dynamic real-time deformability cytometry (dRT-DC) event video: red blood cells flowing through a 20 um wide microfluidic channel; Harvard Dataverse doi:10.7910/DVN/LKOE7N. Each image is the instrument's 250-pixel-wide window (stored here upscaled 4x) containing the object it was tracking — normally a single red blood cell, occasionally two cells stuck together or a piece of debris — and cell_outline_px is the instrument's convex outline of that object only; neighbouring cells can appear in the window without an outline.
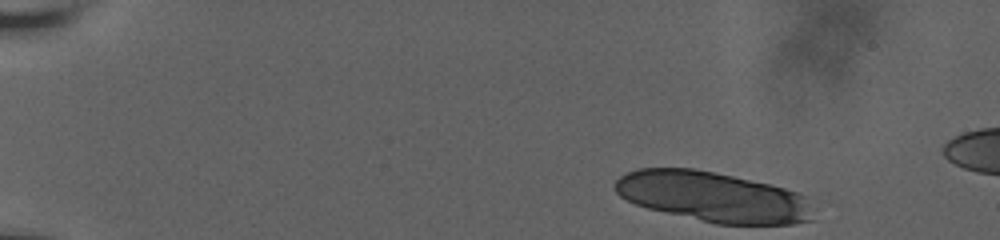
{"species": "human", "species_latin": "Homo sapiens", "temperature_condition": "room temperature", "stored_images_in_passage": 15, "camera_frame_rate_fps": 3000, "um_per_image_px": 0.085, "donor": {"sex": "male"}, "frame": {"image": 1, "passage_image": 1, "time_ms": 0.0, "image_size_px": [1000, 240], "cell_outline_px": [[816, 208], [812, 220], [792, 224], [716, 224], [648, 208], [636, 204], [620, 196], [616, 192], [612, 184], [620, 176], [636, 168], [696, 168], [768, 184], [784, 188], [796, 192], [804, 196]], "centroid_in_image_um": [60.62, 16.73], "position_along_channel_um": 24.4, "area_um2": 58.03}}